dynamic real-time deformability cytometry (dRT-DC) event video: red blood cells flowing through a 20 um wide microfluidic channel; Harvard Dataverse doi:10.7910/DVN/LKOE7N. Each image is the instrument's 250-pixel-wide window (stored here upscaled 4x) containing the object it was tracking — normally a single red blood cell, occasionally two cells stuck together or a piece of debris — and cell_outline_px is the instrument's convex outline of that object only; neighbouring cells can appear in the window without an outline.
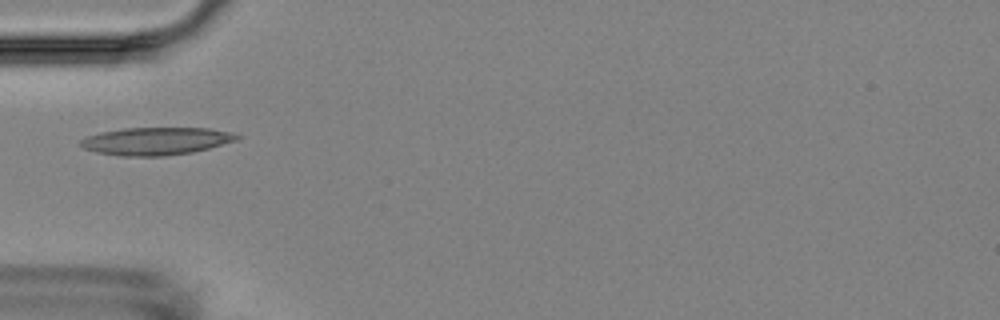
{"species": "Egyptian fruit bat (a non-hibernating species)", "species_latin": "Rousettus aegyptiacus", "temperature_condition": "room temperature", "stored_images_in_passage": 5, "camera_frame_rate_fps": 3000, "um_per_image_px": 0.085, "animal": {"sex": "female"}, "frame": {"image": 1, "passage_image": 5, "time_ms": 5.667, "image_size_px": [1000, 320], "cell_outline_px": [[244, 136], [236, 140], [208, 148], [192, 152], [164, 156], [120, 156], [96, 152], [84, 148], [80, 144], [80, 140], [88, 136], [100, 132], [124, 128], [208, 128], [232, 132]], "centroid_in_image_um": [13.27, 11.99], "position_along_channel_um": 71.7, "area_um2": 25.14}}